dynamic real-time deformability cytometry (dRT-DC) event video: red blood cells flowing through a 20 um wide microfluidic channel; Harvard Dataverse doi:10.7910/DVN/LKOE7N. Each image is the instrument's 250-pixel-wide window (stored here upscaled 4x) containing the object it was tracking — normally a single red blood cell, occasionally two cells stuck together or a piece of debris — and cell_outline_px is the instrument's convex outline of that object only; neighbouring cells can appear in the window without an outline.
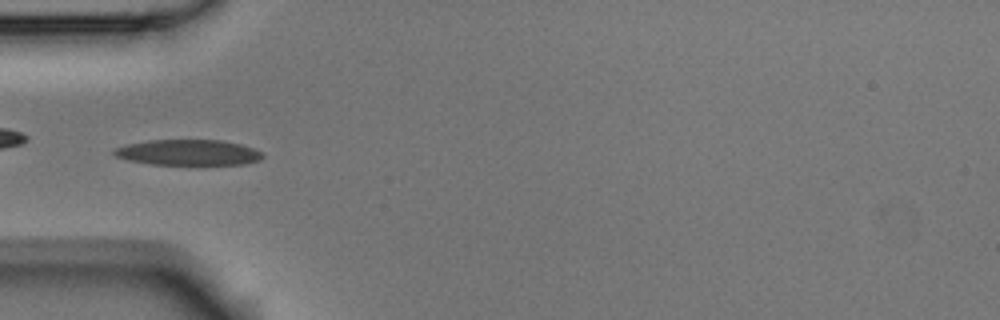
{"species": "Egyptian fruit bat (a non-hibernating species)", "species_latin": "Rousettus aegyptiacus", "temperature_condition": "room temperature", "stored_images_in_passage": 9, "camera_frame_rate_fps": 3000, "um_per_image_px": 0.085, "animal": {"sex": "male"}, "frame": {"image": 1, "passage_image": 3, "time_ms": 0.667, "image_size_px": [1000, 320], "cell_outline_px": [[264, 156], [260, 160], [244, 164], [152, 164], [128, 160], [116, 156], [112, 152], [116, 148], [128, 144], [148, 140], [220, 140], [240, 144], [252, 148], [260, 152]], "centroid_in_image_um": [16.0, 12.96], "position_along_channel_um": 69.0, "area_um2": 21.91}}
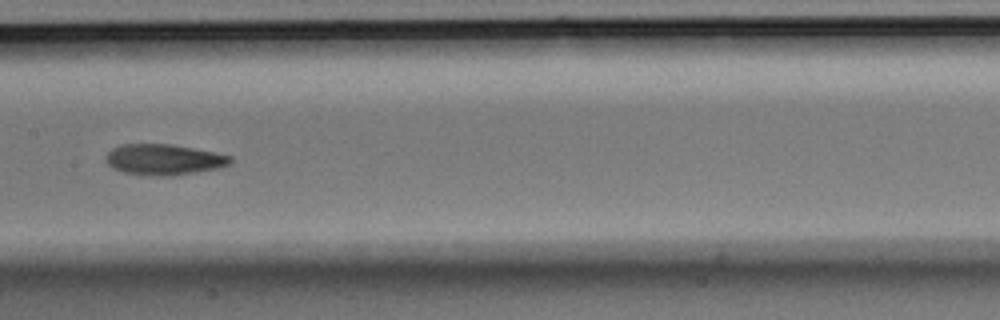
{"frame": {"image": 2, "passage_image": 6, "time_ms": 1.667, "image_size_px": [1000, 320], "cell_outline_px": [[232, 160], [228, 164], [220, 168], [172, 176], [152, 176], [124, 172], [112, 168], [104, 160], [104, 156], [112, 148], [120, 144], [168, 144], [192, 148], [232, 156]], "centroid_in_image_um": [13.88, 13.57], "position_along_channel_um": 193.5, "area_um2": 22.37}}
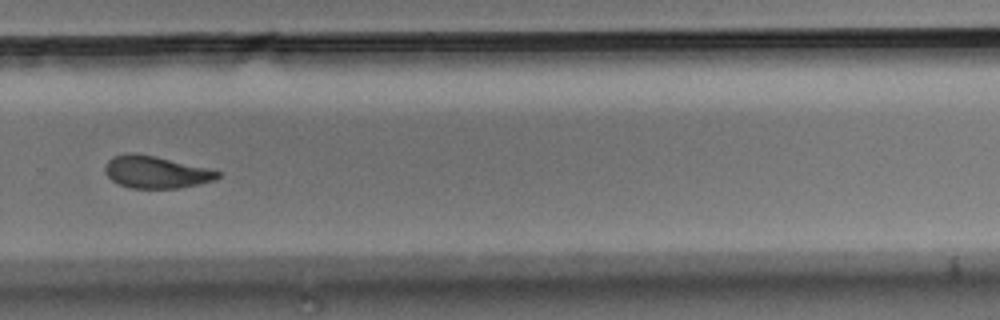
{"frame": {"image": 3, "passage_image": 9, "time_ms": 2.667, "image_size_px": [1000, 320], "cell_outline_px": [[220, 176], [216, 180], [200, 184], [176, 188], [128, 188], [112, 180], [108, 176], [104, 168], [108, 160], [112, 156], [128, 152], [136, 152], [156, 156], [208, 168], [220, 172]], "centroid_in_image_um": [13.25, 14.61], "position_along_channel_um": 316.6, "area_um2": 21.27}}